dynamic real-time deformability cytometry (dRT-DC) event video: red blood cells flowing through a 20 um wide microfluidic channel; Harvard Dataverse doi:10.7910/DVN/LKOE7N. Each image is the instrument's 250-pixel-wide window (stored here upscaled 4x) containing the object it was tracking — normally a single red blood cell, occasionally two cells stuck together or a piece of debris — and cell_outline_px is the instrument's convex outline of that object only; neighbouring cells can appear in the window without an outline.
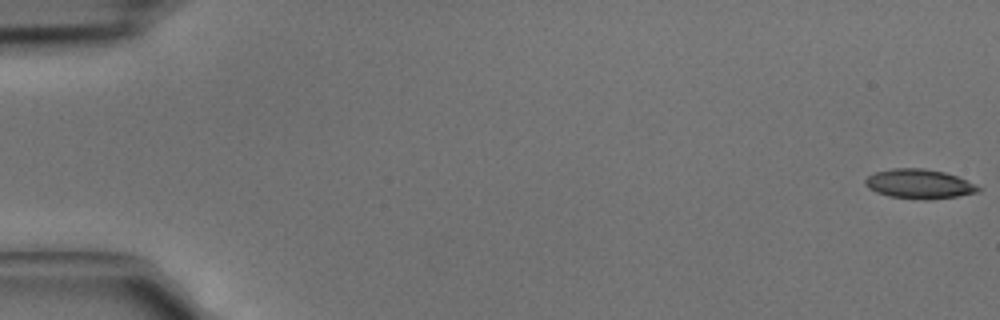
{"species": "common noctule bat (a hibernating species)", "species_latin": "Nyctalus noctula", "temperature_condition": "cold", "stored_images_in_passage": 4, "camera_frame_rate_fps": 3000, "um_per_image_px": 0.085, "animal": {"sex": "male", "body_mass_g": 15.6}, "frame": {"image": 1, "passage_image": 1, "time_ms": 0.0, "image_size_px": [1000, 320], "cell_outline_px": [[984, 188], [980, 192], [956, 196], [924, 200], [888, 196], [876, 192], [868, 188], [864, 184], [864, 180], [868, 176], [876, 172], [892, 168], [924, 168], [944, 172], [956, 176]], "centroid_in_image_um": [78.13, 15.63], "position_along_channel_um": 6.9, "area_um2": 19.42}}
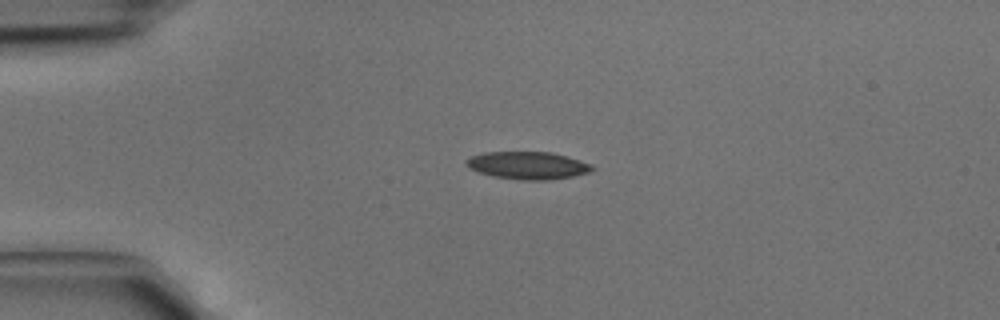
{"frame": {"image": 2, "passage_image": 4, "time_ms": 1.0, "image_size_px": [1000, 320], "cell_outline_px": [[596, 168], [588, 172], [572, 176], [548, 180], [524, 180], [492, 176], [468, 168], [464, 164], [464, 160], [472, 156], [484, 152], [552, 152], [580, 160], [592, 164]], "centroid_in_image_um": [44.84, 14.05], "position_along_channel_um": 40.2, "area_um2": 20.23}}